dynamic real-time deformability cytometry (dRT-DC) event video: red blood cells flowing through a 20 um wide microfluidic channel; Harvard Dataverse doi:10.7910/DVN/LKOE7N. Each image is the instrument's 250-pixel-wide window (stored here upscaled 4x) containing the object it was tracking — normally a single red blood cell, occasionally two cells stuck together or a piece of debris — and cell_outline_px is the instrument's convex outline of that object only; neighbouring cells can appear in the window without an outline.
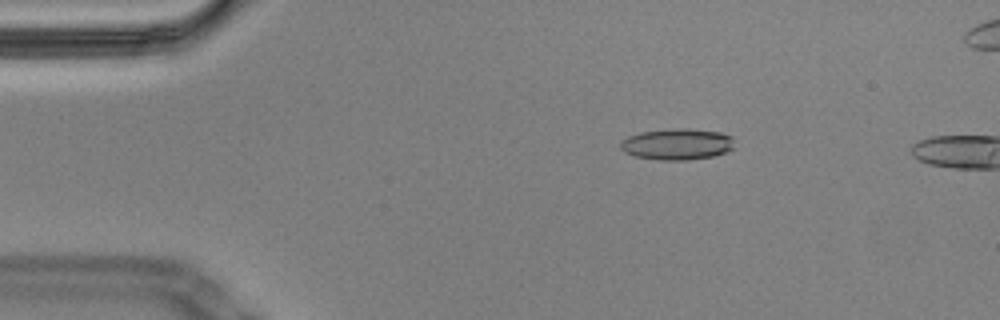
{"species": "Egyptian fruit bat (a non-hibernating species)", "species_latin": "Rousettus aegyptiacus", "temperature_condition": "cold", "stored_images_in_passage": 3, "camera_frame_rate_fps": 3000, "um_per_image_px": 0.085, "animal": {"sex": "male"}, "frame": {"image": 1, "passage_image": 1, "time_ms": 0.0, "image_size_px": [1000, 320], "cell_outline_px": [[736, 148], [728, 152], [712, 156], [684, 160], [660, 160], [636, 156], [624, 152], [620, 148], [620, 144], [628, 136], [640, 132], [672, 128], [688, 128], [720, 132], [732, 136]], "centroid_in_image_um": [57.6, 12.24], "position_along_channel_um": 27.4, "area_um2": 20.92}}